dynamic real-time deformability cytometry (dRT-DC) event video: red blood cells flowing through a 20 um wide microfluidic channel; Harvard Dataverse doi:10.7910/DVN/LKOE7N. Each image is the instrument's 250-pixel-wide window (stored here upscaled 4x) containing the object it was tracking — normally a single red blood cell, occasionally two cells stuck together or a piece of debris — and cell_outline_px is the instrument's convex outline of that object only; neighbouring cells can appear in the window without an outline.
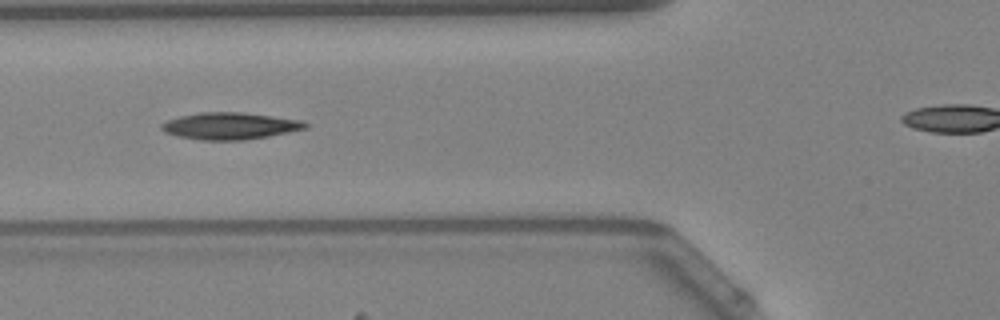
{"species": "Egyptian fruit bat (a non-hibernating species)", "species_latin": "Rousettus aegyptiacus", "temperature_condition": "warm", "stored_images_in_passage": 36, "camera_frame_rate_fps": 3000, "um_per_image_px": 0.085, "animal": {"sex": "female"}, "frame": {"image": 1, "passage_image": 11, "time_ms": 3.333, "image_size_px": [1000, 320], "cell_outline_px": [[308, 128], [268, 136], [244, 140], [200, 140], [180, 136], [164, 132], [160, 128], [160, 124], [168, 120], [180, 116], [200, 112], [240, 112], [272, 116], [300, 120], [308, 124]], "centroid_in_image_um": [19.53, 10.7], "position_along_channel_um": 106.3, "area_um2": 22.37}}